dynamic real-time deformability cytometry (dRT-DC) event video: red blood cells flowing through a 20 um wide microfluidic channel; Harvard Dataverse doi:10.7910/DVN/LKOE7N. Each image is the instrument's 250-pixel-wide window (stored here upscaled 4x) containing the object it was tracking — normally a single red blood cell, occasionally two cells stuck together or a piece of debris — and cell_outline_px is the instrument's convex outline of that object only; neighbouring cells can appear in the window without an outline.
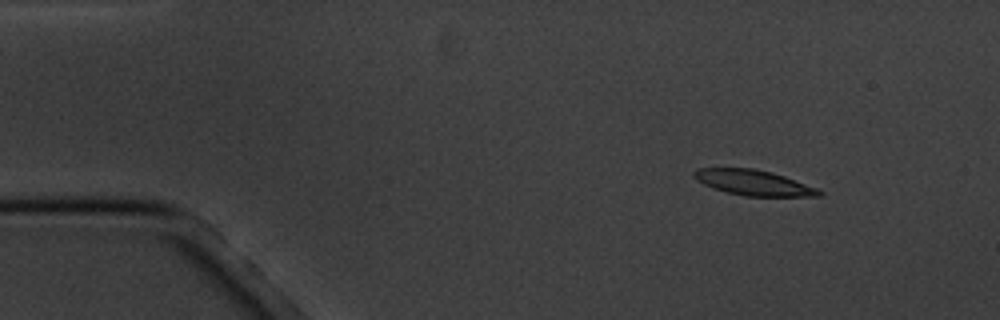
{"species": "common noctule bat (a hibernating species)", "species_latin": "Nyctalus noctula", "temperature_condition": "cold", "stored_images_in_passage": 6, "camera_frame_rate_fps": 3000, "um_per_image_px": 0.085, "animal": {"sex": "male", "body_mass_g": 20.1, "forearm_length_mm": 53.5}, "frame": {"image": 1, "passage_image": 2, "time_ms": 1.333, "image_size_px": [1000, 320], "cell_outline_px": [[824, 196], [744, 196], [728, 192], [704, 184], [696, 180], [692, 176], [692, 172], [696, 168], [752, 168], [772, 172], [784, 176], [816, 188], [824, 192]], "centroid_in_image_um": [64.04, 15.52], "position_along_channel_um": 21.0, "area_um2": 18.38}}
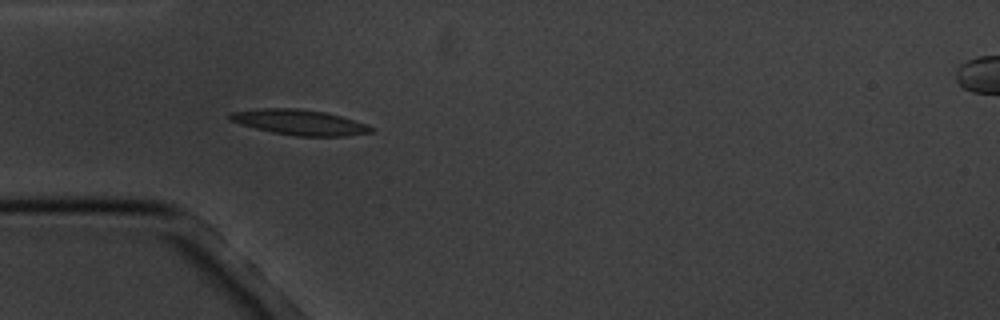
{"frame": {"image": 2, "passage_image": 5, "time_ms": 4.667, "image_size_px": [1000, 320], "cell_outline_px": [[372, 132], [344, 136], [296, 136], [272, 132], [240, 124], [228, 120], [228, 116], [232, 112], [260, 108], [296, 108], [324, 112], [340, 116], [364, 124], [372, 128]], "centroid_in_image_um": [25.39, 10.39], "position_along_channel_um": 59.6, "area_um2": 20.52}}
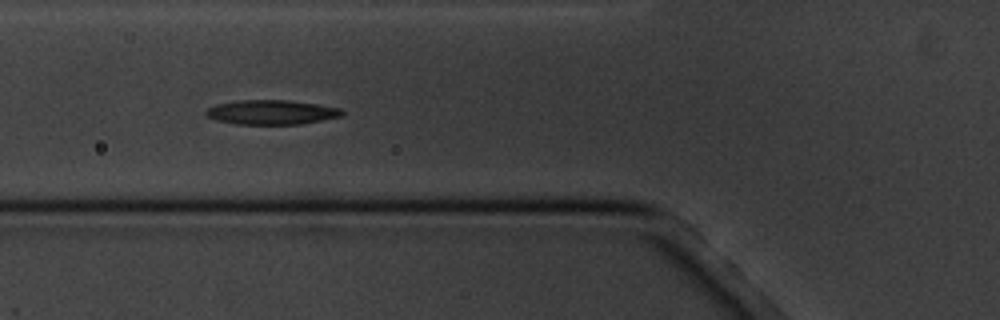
{"frame": {"image": 3, "passage_image": 6, "time_ms": 6.0, "image_size_px": [1000, 320], "cell_outline_px": [[344, 112], [340, 116], [300, 124], [236, 124], [216, 120], [208, 116], [204, 112], [208, 108], [216, 104], [240, 100], [288, 100], [316, 104], [340, 108]], "centroid_in_image_um": [23.04, 9.54], "position_along_channel_um": 102.8, "area_um2": 19.19}}